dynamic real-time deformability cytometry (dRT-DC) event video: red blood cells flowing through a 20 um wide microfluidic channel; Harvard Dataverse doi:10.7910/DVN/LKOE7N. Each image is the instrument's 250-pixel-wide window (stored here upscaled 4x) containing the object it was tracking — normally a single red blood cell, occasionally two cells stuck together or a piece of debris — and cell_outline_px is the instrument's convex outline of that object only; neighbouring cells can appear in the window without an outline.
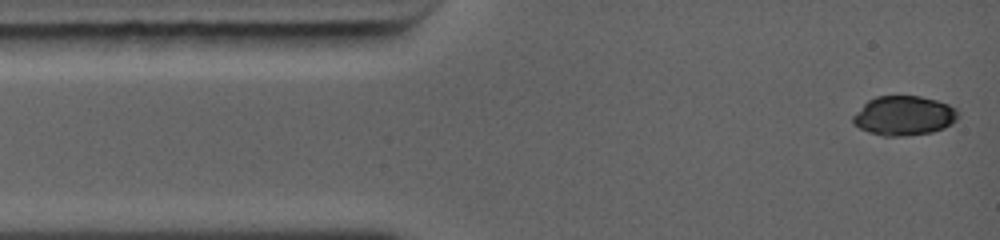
{"species": "common noctule bat (a hibernating species)", "species_latin": "Nyctalus noctula", "temperature_condition": "warm", "stored_images_in_passage": 68, "camera_frame_rate_fps": 5000, "um_per_image_px": 0.085, "animal": {"sex": "female", "body_mass_g": 19.0, "forearm_length_mm": 56.7}, "frame": {"image": 1, "passage_image": 1, "time_ms": 0.0, "image_size_px": [1000, 240], "cell_outline_px": [[960, 116], [952, 124], [944, 128], [932, 132], [904, 136], [884, 136], [868, 132], [852, 124], [852, 116], [868, 100], [876, 96], [920, 96], [936, 100], [948, 104], [956, 108], [960, 112]], "centroid_in_image_um": [76.85, 9.83], "position_along_channel_um": 8.1, "area_um2": 24.39}}
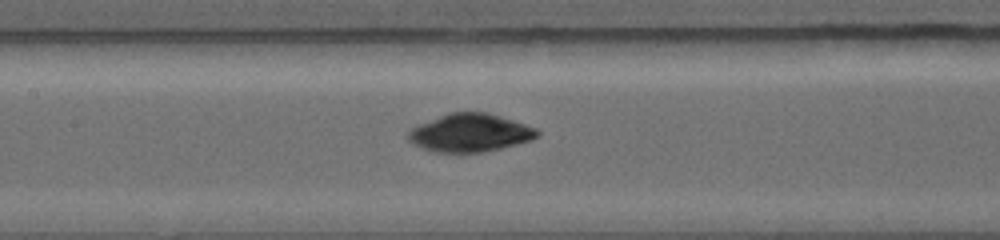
{"frame": {"image": 2, "passage_image": 40, "time_ms": 5.0, "image_size_px": [1000, 240], "cell_outline_px": [[540, 136], [532, 140], [484, 152], [432, 152], [412, 144], [408, 140], [408, 132], [416, 124], [448, 112], [484, 112], [500, 116], [536, 128], [540, 132]], "centroid_in_image_um": [39.92, 11.29], "position_along_channel_um": 167.5, "area_um2": 28.73}}
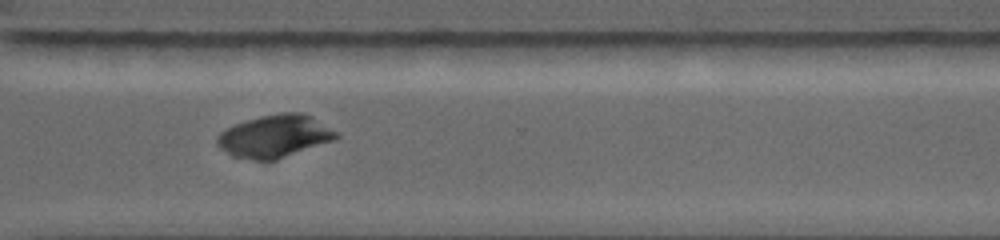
{"frame": {"image": 3, "passage_image": 67, "time_ms": 9.0, "image_size_px": [1000, 240], "cell_outline_px": [[340, 136], [336, 140], [268, 164], [232, 156], [220, 148], [216, 144], [216, 136], [224, 128], [260, 116], [280, 112], [300, 112], [312, 116], [340, 132]], "centroid_in_image_um": [23.39, 11.62], "position_along_channel_um": 347.2, "area_um2": 30.69}}